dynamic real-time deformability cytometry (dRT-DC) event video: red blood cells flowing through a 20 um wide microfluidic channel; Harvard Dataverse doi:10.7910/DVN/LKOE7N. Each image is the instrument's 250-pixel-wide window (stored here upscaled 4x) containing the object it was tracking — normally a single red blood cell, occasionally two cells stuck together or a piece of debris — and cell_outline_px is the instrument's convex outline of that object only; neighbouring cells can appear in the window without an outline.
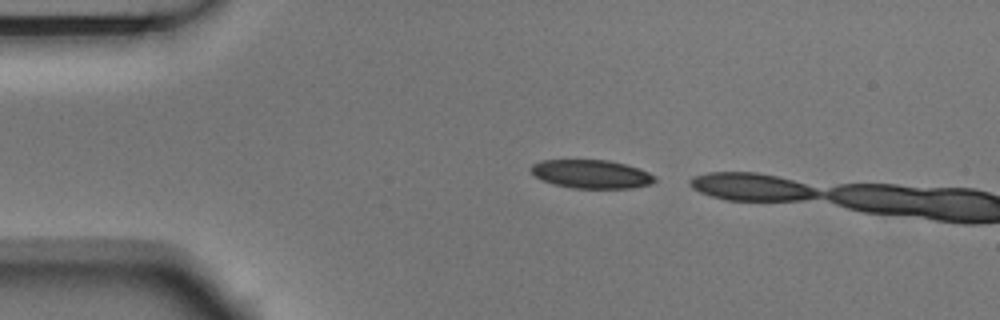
{"species": "Egyptian fruit bat (a non-hibernating species)", "species_latin": "Rousettus aegyptiacus", "temperature_condition": "room temperature", "stored_images_in_passage": 2, "camera_frame_rate_fps": 3000, "um_per_image_px": 0.085, "animal": {"sex": "male"}, "frame": {"image": 1, "passage_image": 1, "time_ms": 0.0, "image_size_px": [1000, 320], "cell_outline_px": [[656, 180], [652, 184], [632, 188], [572, 188], [556, 184], [544, 180], [536, 176], [528, 168], [532, 164], [540, 160], [608, 160], [624, 164], [648, 172], [656, 176]], "centroid_in_image_um": [50.27, 14.79], "position_along_channel_um": 34.7, "area_um2": 20.46}}